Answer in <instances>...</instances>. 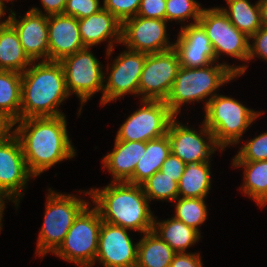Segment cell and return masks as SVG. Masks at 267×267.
<instances>
[{"label": "cell", "instance_id": "cell-1", "mask_svg": "<svg viewBox=\"0 0 267 267\" xmlns=\"http://www.w3.org/2000/svg\"><path fill=\"white\" fill-rule=\"evenodd\" d=\"M14 126L13 133L21 144L28 170L35 178L77 154L68 136L66 115L25 118Z\"/></svg>", "mask_w": 267, "mask_h": 267}, {"label": "cell", "instance_id": "cell-2", "mask_svg": "<svg viewBox=\"0 0 267 267\" xmlns=\"http://www.w3.org/2000/svg\"><path fill=\"white\" fill-rule=\"evenodd\" d=\"M81 192L92 198L102 221L140 233L153 230L154 215L141 185L111 182L103 189Z\"/></svg>", "mask_w": 267, "mask_h": 267}, {"label": "cell", "instance_id": "cell-3", "mask_svg": "<svg viewBox=\"0 0 267 267\" xmlns=\"http://www.w3.org/2000/svg\"><path fill=\"white\" fill-rule=\"evenodd\" d=\"M36 62L22 73L20 120L65 115L58 108L70 95L60 61Z\"/></svg>", "mask_w": 267, "mask_h": 267}, {"label": "cell", "instance_id": "cell-4", "mask_svg": "<svg viewBox=\"0 0 267 267\" xmlns=\"http://www.w3.org/2000/svg\"><path fill=\"white\" fill-rule=\"evenodd\" d=\"M198 68L180 66L171 90L164 101L170 111L178 117L181 107L191 102H208L217 95L216 91L246 72L247 65H229L227 62ZM215 64V65H214ZM209 97V98H208ZM207 98V100H206Z\"/></svg>", "mask_w": 267, "mask_h": 267}, {"label": "cell", "instance_id": "cell-5", "mask_svg": "<svg viewBox=\"0 0 267 267\" xmlns=\"http://www.w3.org/2000/svg\"><path fill=\"white\" fill-rule=\"evenodd\" d=\"M204 124L213 133L216 144L223 151L230 145L239 144L247 128L262 112L247 108L240 101L219 93L205 108ZM229 145V146H228Z\"/></svg>", "mask_w": 267, "mask_h": 267}, {"label": "cell", "instance_id": "cell-6", "mask_svg": "<svg viewBox=\"0 0 267 267\" xmlns=\"http://www.w3.org/2000/svg\"><path fill=\"white\" fill-rule=\"evenodd\" d=\"M45 216L38 235L36 255L53 253L63 242L74 219L90 204L73 194H62L48 189Z\"/></svg>", "mask_w": 267, "mask_h": 267}, {"label": "cell", "instance_id": "cell-7", "mask_svg": "<svg viewBox=\"0 0 267 267\" xmlns=\"http://www.w3.org/2000/svg\"><path fill=\"white\" fill-rule=\"evenodd\" d=\"M88 204L74 219L63 242L52 253L78 267H93L98 251L101 217L95 207Z\"/></svg>", "mask_w": 267, "mask_h": 267}, {"label": "cell", "instance_id": "cell-8", "mask_svg": "<svg viewBox=\"0 0 267 267\" xmlns=\"http://www.w3.org/2000/svg\"><path fill=\"white\" fill-rule=\"evenodd\" d=\"M85 47L74 54L60 60L64 70L66 89L71 96L73 93L80 99L81 106L78 115H81L83 104L98 91L102 93L100 104L103 106L104 75L103 65L90 50Z\"/></svg>", "mask_w": 267, "mask_h": 267}, {"label": "cell", "instance_id": "cell-9", "mask_svg": "<svg viewBox=\"0 0 267 267\" xmlns=\"http://www.w3.org/2000/svg\"><path fill=\"white\" fill-rule=\"evenodd\" d=\"M141 105L120 126L117 140L147 142L167 134L176 116L166 103L161 100H141Z\"/></svg>", "mask_w": 267, "mask_h": 267}, {"label": "cell", "instance_id": "cell-10", "mask_svg": "<svg viewBox=\"0 0 267 267\" xmlns=\"http://www.w3.org/2000/svg\"><path fill=\"white\" fill-rule=\"evenodd\" d=\"M198 23L206 31L213 46L216 62L222 55L248 62L249 37L238 30L220 7L203 8Z\"/></svg>", "mask_w": 267, "mask_h": 267}, {"label": "cell", "instance_id": "cell-11", "mask_svg": "<svg viewBox=\"0 0 267 267\" xmlns=\"http://www.w3.org/2000/svg\"><path fill=\"white\" fill-rule=\"evenodd\" d=\"M179 68V58L174 49L147 54L138 85L140 100L165 101Z\"/></svg>", "mask_w": 267, "mask_h": 267}, {"label": "cell", "instance_id": "cell-12", "mask_svg": "<svg viewBox=\"0 0 267 267\" xmlns=\"http://www.w3.org/2000/svg\"><path fill=\"white\" fill-rule=\"evenodd\" d=\"M175 117L168 128L170 151L185 164L208 162L217 149L213 133L202 122L201 130L182 125ZM199 132V133H198ZM210 158V159H209Z\"/></svg>", "mask_w": 267, "mask_h": 267}, {"label": "cell", "instance_id": "cell-13", "mask_svg": "<svg viewBox=\"0 0 267 267\" xmlns=\"http://www.w3.org/2000/svg\"><path fill=\"white\" fill-rule=\"evenodd\" d=\"M30 178L34 176L28 170L18 138L13 133L0 140V194L18 207Z\"/></svg>", "mask_w": 267, "mask_h": 267}, {"label": "cell", "instance_id": "cell-14", "mask_svg": "<svg viewBox=\"0 0 267 267\" xmlns=\"http://www.w3.org/2000/svg\"><path fill=\"white\" fill-rule=\"evenodd\" d=\"M147 53L124 50L113 64H108V77L104 76L103 105L127 94L138 96V85ZM111 65V66H110Z\"/></svg>", "mask_w": 267, "mask_h": 267}, {"label": "cell", "instance_id": "cell-15", "mask_svg": "<svg viewBox=\"0 0 267 267\" xmlns=\"http://www.w3.org/2000/svg\"><path fill=\"white\" fill-rule=\"evenodd\" d=\"M121 44L131 51L147 54L173 49L167 34V21L134 16L122 22Z\"/></svg>", "mask_w": 267, "mask_h": 267}, {"label": "cell", "instance_id": "cell-16", "mask_svg": "<svg viewBox=\"0 0 267 267\" xmlns=\"http://www.w3.org/2000/svg\"><path fill=\"white\" fill-rule=\"evenodd\" d=\"M129 229L102 221L95 258L103 267H136L138 242L133 243Z\"/></svg>", "mask_w": 267, "mask_h": 267}, {"label": "cell", "instance_id": "cell-17", "mask_svg": "<svg viewBox=\"0 0 267 267\" xmlns=\"http://www.w3.org/2000/svg\"><path fill=\"white\" fill-rule=\"evenodd\" d=\"M8 22L17 31L25 53L34 62L49 61L48 16L41 9L32 7L23 17L16 18V11L9 10Z\"/></svg>", "mask_w": 267, "mask_h": 267}, {"label": "cell", "instance_id": "cell-18", "mask_svg": "<svg viewBox=\"0 0 267 267\" xmlns=\"http://www.w3.org/2000/svg\"><path fill=\"white\" fill-rule=\"evenodd\" d=\"M173 49L177 52L180 66L204 67L216 62V55L206 31L199 24L181 25Z\"/></svg>", "mask_w": 267, "mask_h": 267}, {"label": "cell", "instance_id": "cell-19", "mask_svg": "<svg viewBox=\"0 0 267 267\" xmlns=\"http://www.w3.org/2000/svg\"><path fill=\"white\" fill-rule=\"evenodd\" d=\"M49 61L64 57L85 48L78 27V19L65 15L48 16Z\"/></svg>", "mask_w": 267, "mask_h": 267}, {"label": "cell", "instance_id": "cell-20", "mask_svg": "<svg viewBox=\"0 0 267 267\" xmlns=\"http://www.w3.org/2000/svg\"><path fill=\"white\" fill-rule=\"evenodd\" d=\"M78 27L85 47L92 48L105 40H110L106 51L107 58L116 46L114 43L121 44L122 23L104 8L89 17L78 19Z\"/></svg>", "mask_w": 267, "mask_h": 267}, {"label": "cell", "instance_id": "cell-21", "mask_svg": "<svg viewBox=\"0 0 267 267\" xmlns=\"http://www.w3.org/2000/svg\"><path fill=\"white\" fill-rule=\"evenodd\" d=\"M146 152V142L121 141L115 138L114 148L102 159L103 169L113 176L112 182L133 184V174Z\"/></svg>", "mask_w": 267, "mask_h": 267}, {"label": "cell", "instance_id": "cell-22", "mask_svg": "<svg viewBox=\"0 0 267 267\" xmlns=\"http://www.w3.org/2000/svg\"><path fill=\"white\" fill-rule=\"evenodd\" d=\"M33 61L25 53L17 31L7 22L0 27V70L23 73Z\"/></svg>", "mask_w": 267, "mask_h": 267}, {"label": "cell", "instance_id": "cell-23", "mask_svg": "<svg viewBox=\"0 0 267 267\" xmlns=\"http://www.w3.org/2000/svg\"><path fill=\"white\" fill-rule=\"evenodd\" d=\"M153 231L165 241L175 253H187V249L198 243L201 233L187 226L175 217L167 220L157 221L154 217Z\"/></svg>", "mask_w": 267, "mask_h": 267}, {"label": "cell", "instance_id": "cell-24", "mask_svg": "<svg viewBox=\"0 0 267 267\" xmlns=\"http://www.w3.org/2000/svg\"><path fill=\"white\" fill-rule=\"evenodd\" d=\"M176 253L153 230L138 241L136 267H169Z\"/></svg>", "mask_w": 267, "mask_h": 267}, {"label": "cell", "instance_id": "cell-25", "mask_svg": "<svg viewBox=\"0 0 267 267\" xmlns=\"http://www.w3.org/2000/svg\"><path fill=\"white\" fill-rule=\"evenodd\" d=\"M171 153L167 134L146 142V152L139 160L133 174V184L141 185L157 171Z\"/></svg>", "mask_w": 267, "mask_h": 267}, {"label": "cell", "instance_id": "cell-26", "mask_svg": "<svg viewBox=\"0 0 267 267\" xmlns=\"http://www.w3.org/2000/svg\"><path fill=\"white\" fill-rule=\"evenodd\" d=\"M210 162L186 164L178 182L179 197L206 198L212 185Z\"/></svg>", "mask_w": 267, "mask_h": 267}, {"label": "cell", "instance_id": "cell-27", "mask_svg": "<svg viewBox=\"0 0 267 267\" xmlns=\"http://www.w3.org/2000/svg\"><path fill=\"white\" fill-rule=\"evenodd\" d=\"M234 168L243 167L244 183L240 190L263 208L267 204V160L232 162Z\"/></svg>", "mask_w": 267, "mask_h": 267}, {"label": "cell", "instance_id": "cell-28", "mask_svg": "<svg viewBox=\"0 0 267 267\" xmlns=\"http://www.w3.org/2000/svg\"><path fill=\"white\" fill-rule=\"evenodd\" d=\"M228 7H220L230 22L247 37H251L262 27L259 2L251 4L249 0H226Z\"/></svg>", "mask_w": 267, "mask_h": 267}, {"label": "cell", "instance_id": "cell-29", "mask_svg": "<svg viewBox=\"0 0 267 267\" xmlns=\"http://www.w3.org/2000/svg\"><path fill=\"white\" fill-rule=\"evenodd\" d=\"M22 74L0 70V111L14 123L20 120Z\"/></svg>", "mask_w": 267, "mask_h": 267}, {"label": "cell", "instance_id": "cell-30", "mask_svg": "<svg viewBox=\"0 0 267 267\" xmlns=\"http://www.w3.org/2000/svg\"><path fill=\"white\" fill-rule=\"evenodd\" d=\"M173 202H177L173 217L200 232L199 227L208 217L205 198L178 197Z\"/></svg>", "mask_w": 267, "mask_h": 267}, {"label": "cell", "instance_id": "cell-31", "mask_svg": "<svg viewBox=\"0 0 267 267\" xmlns=\"http://www.w3.org/2000/svg\"><path fill=\"white\" fill-rule=\"evenodd\" d=\"M143 192L149 202L152 200H162L173 202L178 195V182L174 181L173 178L166 176L161 171H157L149 179L141 184Z\"/></svg>", "mask_w": 267, "mask_h": 267}, {"label": "cell", "instance_id": "cell-32", "mask_svg": "<svg viewBox=\"0 0 267 267\" xmlns=\"http://www.w3.org/2000/svg\"><path fill=\"white\" fill-rule=\"evenodd\" d=\"M203 8L196 0H166L165 20L184 22L191 19L190 24L198 23Z\"/></svg>", "mask_w": 267, "mask_h": 267}, {"label": "cell", "instance_id": "cell-33", "mask_svg": "<svg viewBox=\"0 0 267 267\" xmlns=\"http://www.w3.org/2000/svg\"><path fill=\"white\" fill-rule=\"evenodd\" d=\"M267 160V132L250 139L240 148L232 162H252Z\"/></svg>", "mask_w": 267, "mask_h": 267}, {"label": "cell", "instance_id": "cell-34", "mask_svg": "<svg viewBox=\"0 0 267 267\" xmlns=\"http://www.w3.org/2000/svg\"><path fill=\"white\" fill-rule=\"evenodd\" d=\"M141 0H103V8L121 23L137 15Z\"/></svg>", "mask_w": 267, "mask_h": 267}, {"label": "cell", "instance_id": "cell-35", "mask_svg": "<svg viewBox=\"0 0 267 267\" xmlns=\"http://www.w3.org/2000/svg\"><path fill=\"white\" fill-rule=\"evenodd\" d=\"M102 8L100 0H67L63 14L82 19L99 12Z\"/></svg>", "mask_w": 267, "mask_h": 267}, {"label": "cell", "instance_id": "cell-36", "mask_svg": "<svg viewBox=\"0 0 267 267\" xmlns=\"http://www.w3.org/2000/svg\"><path fill=\"white\" fill-rule=\"evenodd\" d=\"M252 40V41H251ZM251 42V43H250ZM256 57L267 60V27L262 26L249 38L248 61Z\"/></svg>", "mask_w": 267, "mask_h": 267}, {"label": "cell", "instance_id": "cell-37", "mask_svg": "<svg viewBox=\"0 0 267 267\" xmlns=\"http://www.w3.org/2000/svg\"><path fill=\"white\" fill-rule=\"evenodd\" d=\"M166 0H141L137 16L165 20Z\"/></svg>", "mask_w": 267, "mask_h": 267}, {"label": "cell", "instance_id": "cell-38", "mask_svg": "<svg viewBox=\"0 0 267 267\" xmlns=\"http://www.w3.org/2000/svg\"><path fill=\"white\" fill-rule=\"evenodd\" d=\"M185 167L186 164L181 159L170 153L161 166L160 171L166 176L173 178L174 181L179 182Z\"/></svg>", "mask_w": 267, "mask_h": 267}, {"label": "cell", "instance_id": "cell-39", "mask_svg": "<svg viewBox=\"0 0 267 267\" xmlns=\"http://www.w3.org/2000/svg\"><path fill=\"white\" fill-rule=\"evenodd\" d=\"M169 267H203L200 253H176Z\"/></svg>", "mask_w": 267, "mask_h": 267}, {"label": "cell", "instance_id": "cell-40", "mask_svg": "<svg viewBox=\"0 0 267 267\" xmlns=\"http://www.w3.org/2000/svg\"><path fill=\"white\" fill-rule=\"evenodd\" d=\"M45 15L63 14L67 0H41Z\"/></svg>", "mask_w": 267, "mask_h": 267}, {"label": "cell", "instance_id": "cell-41", "mask_svg": "<svg viewBox=\"0 0 267 267\" xmlns=\"http://www.w3.org/2000/svg\"><path fill=\"white\" fill-rule=\"evenodd\" d=\"M14 122L0 111V140L10 137L14 132Z\"/></svg>", "mask_w": 267, "mask_h": 267}, {"label": "cell", "instance_id": "cell-42", "mask_svg": "<svg viewBox=\"0 0 267 267\" xmlns=\"http://www.w3.org/2000/svg\"><path fill=\"white\" fill-rule=\"evenodd\" d=\"M261 25L267 27V0H258Z\"/></svg>", "mask_w": 267, "mask_h": 267}, {"label": "cell", "instance_id": "cell-43", "mask_svg": "<svg viewBox=\"0 0 267 267\" xmlns=\"http://www.w3.org/2000/svg\"><path fill=\"white\" fill-rule=\"evenodd\" d=\"M4 1H6V0H0V27L1 26H3V25H5L7 22H8V19H6V20H2V16L4 17V15H6V13H5V3H4Z\"/></svg>", "mask_w": 267, "mask_h": 267}, {"label": "cell", "instance_id": "cell-44", "mask_svg": "<svg viewBox=\"0 0 267 267\" xmlns=\"http://www.w3.org/2000/svg\"><path fill=\"white\" fill-rule=\"evenodd\" d=\"M5 197L0 194V232H1V229H2V217H3V213H4V209L6 208L5 206V203H7L5 201Z\"/></svg>", "mask_w": 267, "mask_h": 267}]
</instances>
